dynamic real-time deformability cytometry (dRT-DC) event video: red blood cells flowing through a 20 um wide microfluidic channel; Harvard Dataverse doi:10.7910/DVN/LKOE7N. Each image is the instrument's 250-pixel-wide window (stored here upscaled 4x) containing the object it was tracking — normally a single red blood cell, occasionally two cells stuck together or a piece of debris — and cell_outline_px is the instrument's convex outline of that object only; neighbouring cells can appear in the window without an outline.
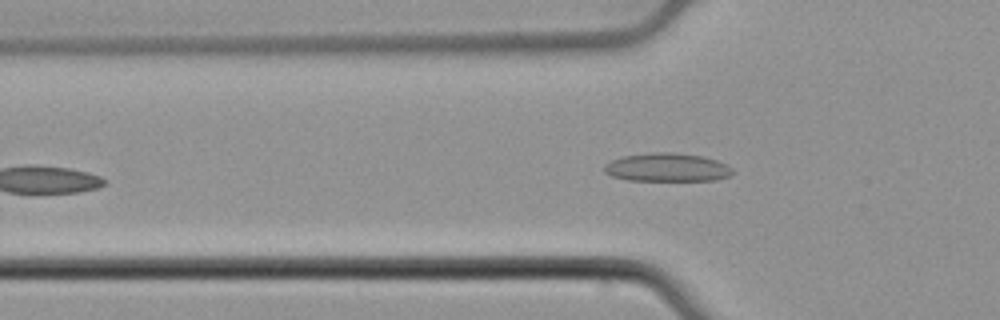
{"species": "common noctule bat (a hibernating species)", "species_latin": "Nyctalus noctula", "temperature_condition": "cold", "stored_images_in_passage": 32, "camera_frame_rate_fps": 3000, "um_per_image_px": 0.085, "animal": {"sex": "male", "body_mass_g": 21.5, "forearm_length_mm": 52.0}, "frame": {"image": 1, "passage_image": 6, "time_ms": 1.667, "image_size_px": [1000, 320], "cell_outline_px": [[732, 172], [728, 176], [716, 180], [628, 180], [612, 176], [604, 172], [604, 164], [612, 160], [624, 156], [652, 152], [676, 152], [704, 156], [728, 164], [732, 168]], "centroid_in_image_um": [56.71, 14.22], "position_along_channel_um": 69.1, "area_um2": 21.27}}
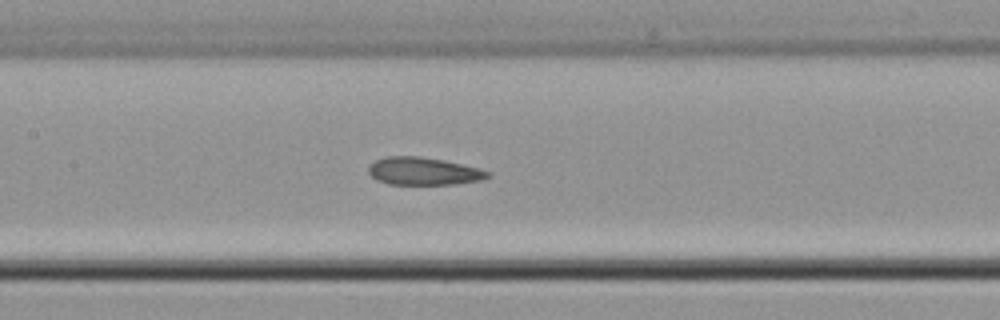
{"frame": {"image": 2, "passage_image": 14, "time_ms": 4.333, "image_size_px": [1000, 320], "cell_outline_px": [[492, 176], [484, 180], [456, 184], [388, 184], [376, 180], [368, 172], [368, 168], [376, 160], [384, 156], [420, 156], [444, 160], [480, 168], [492, 172]], "centroid_in_image_um": [36.06, 14.55], "position_along_channel_um": 171.3, "area_um2": 19.48}}
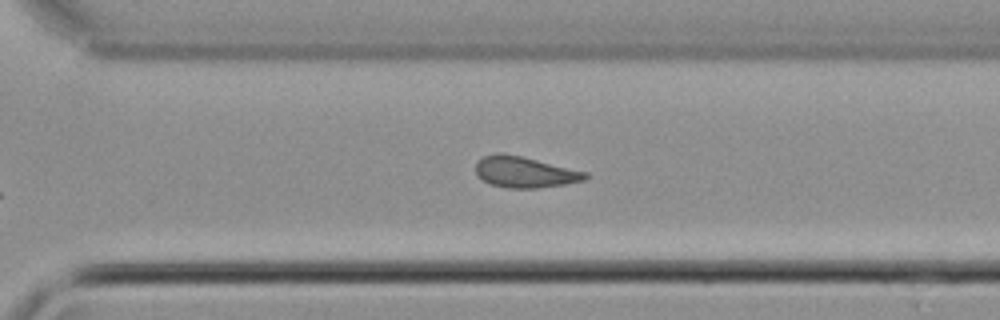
{"frame": {"image": 3, "passage_image": 26, "time_ms": 8.333, "image_size_px": [1000, 320], "cell_outline_px": [[592, 176], [588, 180], [564, 184], [536, 188], [508, 188], [488, 184], [476, 176], [476, 160], [484, 156], [496, 152], [500, 152], [520, 156], [588, 172]], "centroid_in_image_um": [44.6, 14.63], "position_along_channel_um": 326.0, "area_um2": 20.11}, "authors_computed_cell_mechanics": {"area_um2": 19.941, "velocity_mm_per_s": 3.8641, "shape_relaxation_time_tau1_ms": null, "shape_relaxation_time_tau2_ms": 2.0101, "deformation_change_tau1": null, "deformation_change_tau2": 0.0756}}